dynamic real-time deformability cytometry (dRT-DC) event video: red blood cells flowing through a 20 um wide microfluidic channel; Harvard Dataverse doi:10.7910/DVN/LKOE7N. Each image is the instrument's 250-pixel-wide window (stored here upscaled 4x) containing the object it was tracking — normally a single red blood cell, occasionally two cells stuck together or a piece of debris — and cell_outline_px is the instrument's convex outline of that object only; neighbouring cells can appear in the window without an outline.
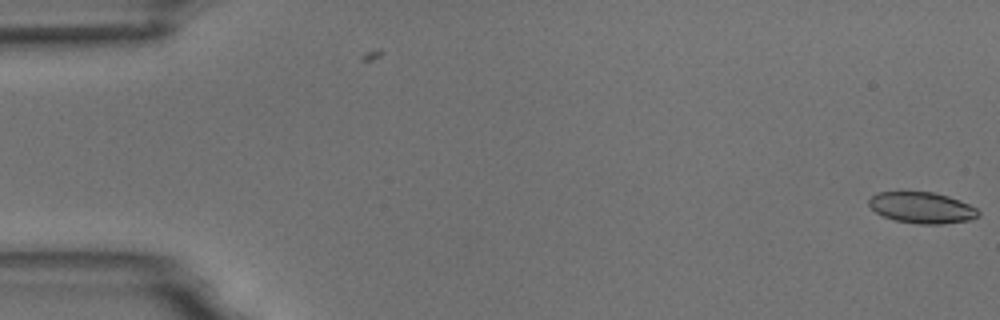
{"species": "common noctule bat (a hibernating species)", "species_latin": "Nyctalus noctula", "temperature_condition": "room temperature", "stored_images_in_passage": 6, "camera_frame_rate_fps": 3000, "um_per_image_px": 0.085, "animal": {"sex": "male", "body_mass_g": 18.8}, "frame": {"image": 1, "passage_image": 1, "time_ms": 0.0, "image_size_px": [1000, 320], "cell_outline_px": [[980, 216], [972, 220], [944, 224], [920, 224], [896, 220], [884, 216], [876, 212], [868, 204], [868, 200], [876, 192], [932, 192], [948, 196], [960, 200], [976, 208], [980, 212]], "centroid_in_image_um": [78.4, 17.66], "position_along_channel_um": 6.6, "area_um2": 19.88}}
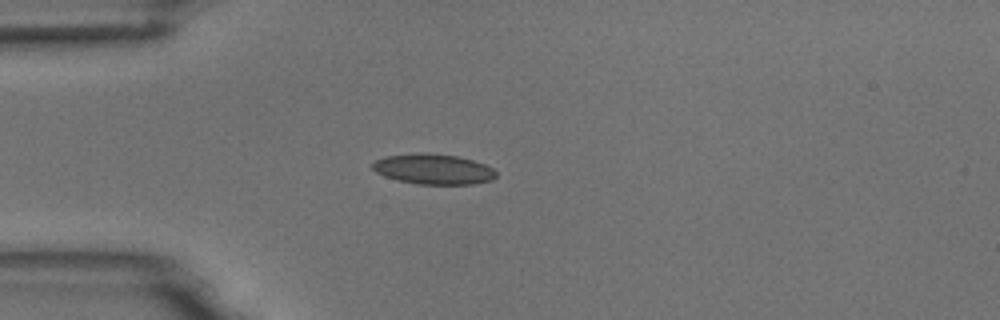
{"frame": {"image": 2, "passage_image": 5, "time_ms": 4.667, "image_size_px": [1000, 320], "cell_outline_px": [[496, 176], [492, 180], [472, 184], [416, 184], [384, 176], [376, 172], [372, 168], [372, 164], [376, 160], [384, 156], [416, 152], [428, 152], [456, 156], [472, 160], [484, 164], [492, 168], [496, 172]], "centroid_in_image_um": [36.82, 14.36], "position_along_channel_um": 48.2, "area_um2": 21.91}}